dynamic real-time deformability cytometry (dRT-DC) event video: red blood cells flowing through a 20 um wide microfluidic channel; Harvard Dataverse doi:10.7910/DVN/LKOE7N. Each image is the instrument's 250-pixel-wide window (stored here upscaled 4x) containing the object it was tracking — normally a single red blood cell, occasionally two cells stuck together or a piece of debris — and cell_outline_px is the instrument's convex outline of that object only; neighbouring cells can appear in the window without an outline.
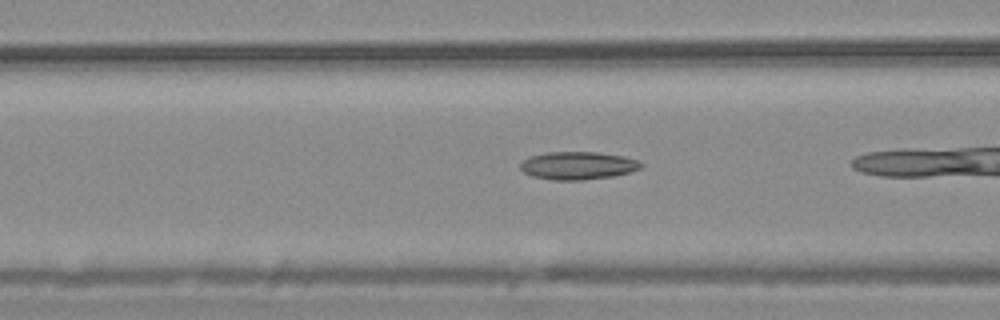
{"species": "common noctule bat (a hibernating species)", "species_latin": "Nyctalus noctula", "temperature_condition": "warm", "stored_images_in_passage": 33, "camera_frame_rate_fps": 3000, "um_per_image_px": 0.085, "animal": {"sex": "male", "body_mass_g": 20.4}, "frame": {"image": 1, "passage_image": 14, "time_ms": 4.333, "image_size_px": [1000, 320], "cell_outline_px": [[644, 164], [640, 168], [628, 172], [612, 176], [580, 180], [552, 180], [532, 176], [524, 172], [520, 168], [520, 164], [528, 156], [548, 152], [596, 152], [624, 156], [636, 160]], "centroid_in_image_um": [49.08, 14.07], "position_along_channel_um": 117.5, "area_um2": 19.48}}
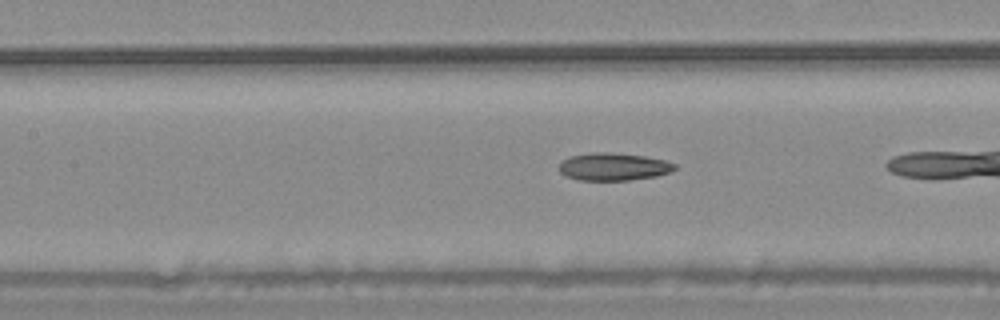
{"frame": {"image": 2, "passage_image": 17, "time_ms": 5.333, "image_size_px": [1000, 320], "cell_outline_px": [[676, 168], [672, 172], [656, 176], [628, 180], [580, 180], [564, 176], [560, 172], [560, 164], [564, 160], [572, 156], [592, 152], [608, 152], [644, 156], [664, 160], [676, 164]], "centroid_in_image_um": [52.17, 14.17], "position_along_channel_um": 155.2, "area_um2": 18.5}}
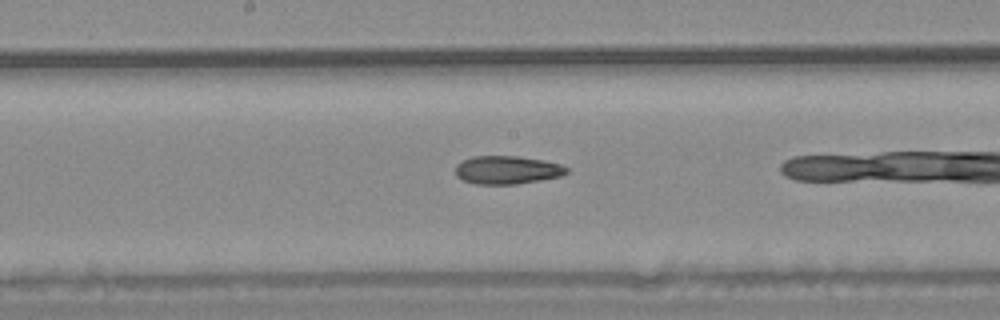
{"frame": {"image": 3, "passage_image": 21, "time_ms": 6.667, "image_size_px": [1000, 320], "cell_outline_px": [[568, 172], [560, 176], [540, 180], [516, 184], [476, 184], [464, 180], [456, 176], [456, 164], [472, 156], [520, 156], [544, 160], [560, 164], [568, 168]], "centroid_in_image_um": [43.11, 14.44], "position_along_channel_um": 205.1, "area_um2": 18.26}}